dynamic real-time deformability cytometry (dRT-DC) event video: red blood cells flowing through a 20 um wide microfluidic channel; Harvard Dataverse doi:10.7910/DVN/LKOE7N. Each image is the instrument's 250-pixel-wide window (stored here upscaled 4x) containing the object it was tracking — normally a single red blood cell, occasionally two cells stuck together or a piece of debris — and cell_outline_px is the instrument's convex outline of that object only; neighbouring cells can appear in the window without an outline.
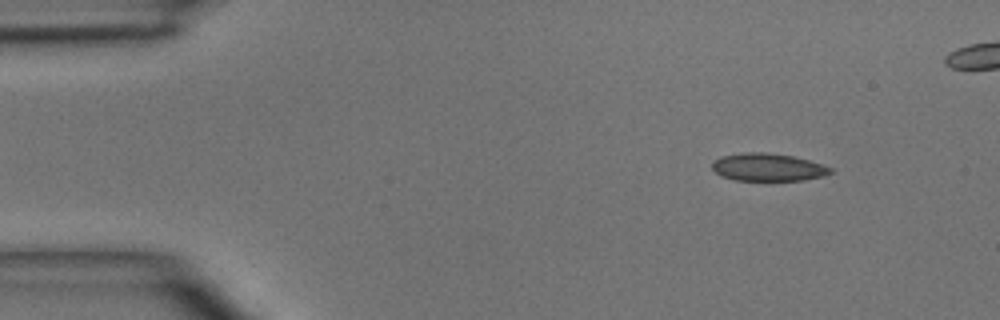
{"species": "common noctule bat (a hibernating species)", "species_latin": "Nyctalus noctula", "temperature_condition": "room temperature", "stored_images_in_passage": 4, "camera_frame_rate_fps": 3000, "um_per_image_px": 0.085, "animal": {"sex": "male", "body_mass_g": 15.6}, "frame": {"image": 1, "passage_image": 1, "time_ms": 0.0, "image_size_px": [1000, 320], "cell_outline_px": [[832, 172], [824, 176], [804, 180], [736, 180], [720, 176], [712, 168], [712, 164], [720, 156], [744, 152], [768, 152], [792, 156], [824, 164], [832, 168]], "centroid_in_image_um": [65.29, 14.21], "position_along_channel_um": 19.7, "area_um2": 19.13}}